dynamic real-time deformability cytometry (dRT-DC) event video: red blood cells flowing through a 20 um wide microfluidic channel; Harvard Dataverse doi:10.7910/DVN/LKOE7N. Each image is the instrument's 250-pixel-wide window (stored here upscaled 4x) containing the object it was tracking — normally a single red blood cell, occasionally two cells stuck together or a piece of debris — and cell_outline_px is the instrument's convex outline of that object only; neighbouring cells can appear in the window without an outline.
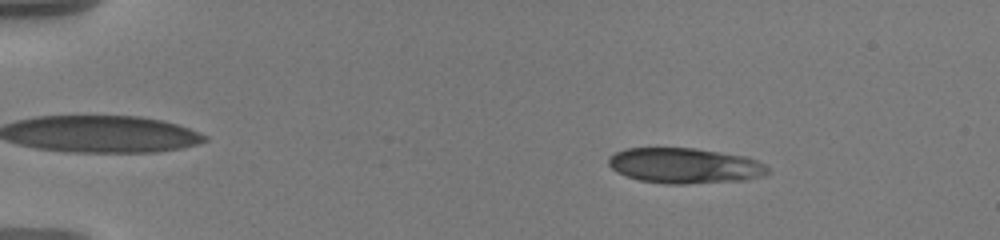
{"species": "human", "species_latin": "Homo sapiens", "temperature_condition": "warm", "stored_images_in_passage": 55, "camera_frame_rate_fps": 3000, "um_per_image_px": 0.085, "donor": {"sex": "male"}, "frame": {"image": 1, "passage_image": 8, "time_ms": 2.333, "image_size_px": [1000, 240], "cell_outline_px": [[768, 172], [764, 176], [744, 180], [684, 184], [668, 184], [640, 180], [616, 172], [608, 164], [608, 156], [624, 148], [696, 148], [744, 156], [756, 160], [764, 164], [768, 168]], "centroid_in_image_um": [58.19, 14.08], "position_along_channel_um": 26.8, "area_um2": 32.83}}
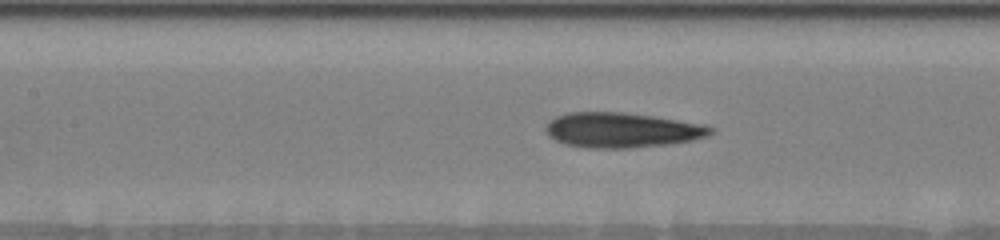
{"frame": {"image": 2, "passage_image": 26, "time_ms": 8.333, "image_size_px": [1000, 240], "cell_outline_px": [[712, 132], [708, 136], [692, 140], [668, 144], [628, 148], [584, 148], [564, 144], [548, 136], [544, 128], [556, 116], [568, 112], [624, 112], [652, 116], [704, 124], [712, 128]], "centroid_in_image_um": [52.83, 11.06], "position_along_channel_um": 154.6, "area_um2": 33.58}}
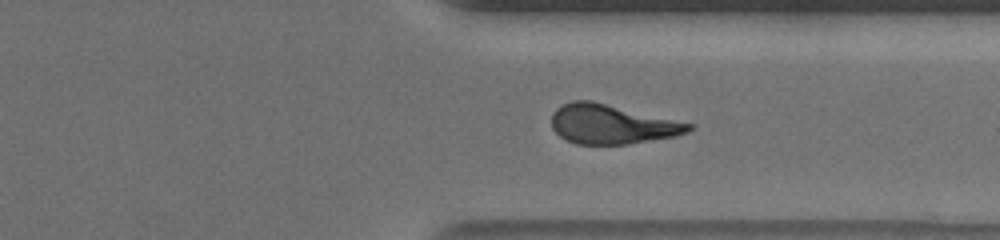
{"frame": {"image": 3, "passage_image": 43, "time_ms": 14.0, "image_size_px": [1000, 240], "cell_outline_px": [[692, 128], [688, 132], [676, 136], [628, 144], [576, 144], [560, 136], [552, 128], [552, 112], [556, 108], [572, 100], [592, 100], [692, 124]], "centroid_in_image_um": [51.97, 10.55], "position_along_channel_um": 359.4, "area_um2": 31.27}, "authors_computed_cell_mechanics": {"area_um2": 32.946, "velocity_mm_per_s": 3.6194, "shape_relaxation_time_tau1_ms": 5.7102, "shape_relaxation_time_tau2_ms": 2.1132, "deformation_change_tau1": 0.1904, "deformation_change_tau2": 0.1008}}